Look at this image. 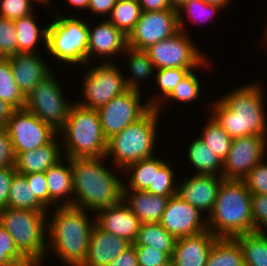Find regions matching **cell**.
Instances as JSON below:
<instances>
[{"mask_svg":"<svg viewBox=\"0 0 267 266\" xmlns=\"http://www.w3.org/2000/svg\"><path fill=\"white\" fill-rule=\"evenodd\" d=\"M106 156L70 159L73 195L60 206L97 210L122 201L124 183L100 162Z\"/></svg>","mask_w":267,"mask_h":266,"instance_id":"6da1fadb","label":"cell"},{"mask_svg":"<svg viewBox=\"0 0 267 266\" xmlns=\"http://www.w3.org/2000/svg\"><path fill=\"white\" fill-rule=\"evenodd\" d=\"M262 90L257 85L243 86L219 99L212 118L232 138L266 135Z\"/></svg>","mask_w":267,"mask_h":266,"instance_id":"7a4b0ae2","label":"cell"},{"mask_svg":"<svg viewBox=\"0 0 267 266\" xmlns=\"http://www.w3.org/2000/svg\"><path fill=\"white\" fill-rule=\"evenodd\" d=\"M251 192L244 181L223 180L206 223L217 238H235L254 232Z\"/></svg>","mask_w":267,"mask_h":266,"instance_id":"3957f363","label":"cell"},{"mask_svg":"<svg viewBox=\"0 0 267 266\" xmlns=\"http://www.w3.org/2000/svg\"><path fill=\"white\" fill-rule=\"evenodd\" d=\"M86 210L72 206L57 208L48 223V236L55 254L69 266H82L87 257L89 240L93 226Z\"/></svg>","mask_w":267,"mask_h":266,"instance_id":"277c9868","label":"cell"},{"mask_svg":"<svg viewBox=\"0 0 267 266\" xmlns=\"http://www.w3.org/2000/svg\"><path fill=\"white\" fill-rule=\"evenodd\" d=\"M60 132L65 135L66 158L106 156L107 139L103 135L97 109L72 104Z\"/></svg>","mask_w":267,"mask_h":266,"instance_id":"5b68a950","label":"cell"},{"mask_svg":"<svg viewBox=\"0 0 267 266\" xmlns=\"http://www.w3.org/2000/svg\"><path fill=\"white\" fill-rule=\"evenodd\" d=\"M159 111L152 107L141 119L108 139L106 157L112 153L115 164L124 170L137 161L151 158Z\"/></svg>","mask_w":267,"mask_h":266,"instance_id":"8992f818","label":"cell"},{"mask_svg":"<svg viewBox=\"0 0 267 266\" xmlns=\"http://www.w3.org/2000/svg\"><path fill=\"white\" fill-rule=\"evenodd\" d=\"M46 210L5 208L0 211V224L9 232L19 252L33 265L39 266L45 253Z\"/></svg>","mask_w":267,"mask_h":266,"instance_id":"52a82bcc","label":"cell"},{"mask_svg":"<svg viewBox=\"0 0 267 266\" xmlns=\"http://www.w3.org/2000/svg\"><path fill=\"white\" fill-rule=\"evenodd\" d=\"M47 26L46 49L66 63L79 64L88 60L89 26L80 19L55 15Z\"/></svg>","mask_w":267,"mask_h":266,"instance_id":"ba28073f","label":"cell"},{"mask_svg":"<svg viewBox=\"0 0 267 266\" xmlns=\"http://www.w3.org/2000/svg\"><path fill=\"white\" fill-rule=\"evenodd\" d=\"M140 97V92L128 90L97 109L101 129L107 140L141 119L152 107L160 108V101L154 97L145 106L141 105Z\"/></svg>","mask_w":267,"mask_h":266,"instance_id":"9c48e42d","label":"cell"},{"mask_svg":"<svg viewBox=\"0 0 267 266\" xmlns=\"http://www.w3.org/2000/svg\"><path fill=\"white\" fill-rule=\"evenodd\" d=\"M51 74L40 81L26 97L24 108L56 132H60L67 121L72 104L63 99L61 87Z\"/></svg>","mask_w":267,"mask_h":266,"instance_id":"30bf717a","label":"cell"},{"mask_svg":"<svg viewBox=\"0 0 267 266\" xmlns=\"http://www.w3.org/2000/svg\"><path fill=\"white\" fill-rule=\"evenodd\" d=\"M184 34V31L180 30L172 37L161 40L146 49L155 69L181 68L192 71L204 65L205 58Z\"/></svg>","mask_w":267,"mask_h":266,"instance_id":"8fae6325","label":"cell"},{"mask_svg":"<svg viewBox=\"0 0 267 266\" xmlns=\"http://www.w3.org/2000/svg\"><path fill=\"white\" fill-rule=\"evenodd\" d=\"M4 129L11 138L14 153L34 150L49 143L58 134L25 108L15 109Z\"/></svg>","mask_w":267,"mask_h":266,"instance_id":"7c38bea8","label":"cell"},{"mask_svg":"<svg viewBox=\"0 0 267 266\" xmlns=\"http://www.w3.org/2000/svg\"><path fill=\"white\" fill-rule=\"evenodd\" d=\"M178 31L180 29L177 10L142 11L134 29L127 36V46L146 50L151 45L172 37Z\"/></svg>","mask_w":267,"mask_h":266,"instance_id":"4fadbf2b","label":"cell"},{"mask_svg":"<svg viewBox=\"0 0 267 266\" xmlns=\"http://www.w3.org/2000/svg\"><path fill=\"white\" fill-rule=\"evenodd\" d=\"M124 75L116 68L115 64H100V66L89 70L84 79L83 95L84 102L80 106L98 109L126 91Z\"/></svg>","mask_w":267,"mask_h":266,"instance_id":"5bb4252c","label":"cell"},{"mask_svg":"<svg viewBox=\"0 0 267 266\" xmlns=\"http://www.w3.org/2000/svg\"><path fill=\"white\" fill-rule=\"evenodd\" d=\"M265 136L249 135L232 140L229 153L223 160V179L243 181L247 177L251 169L264 158Z\"/></svg>","mask_w":267,"mask_h":266,"instance_id":"9a60e30c","label":"cell"},{"mask_svg":"<svg viewBox=\"0 0 267 266\" xmlns=\"http://www.w3.org/2000/svg\"><path fill=\"white\" fill-rule=\"evenodd\" d=\"M200 211L176 194L168 199L166 209L159 222L176 239L208 230L201 222Z\"/></svg>","mask_w":267,"mask_h":266,"instance_id":"2e32d148","label":"cell"},{"mask_svg":"<svg viewBox=\"0 0 267 266\" xmlns=\"http://www.w3.org/2000/svg\"><path fill=\"white\" fill-rule=\"evenodd\" d=\"M213 174H195L176 188V195L199 211L211 214L223 177Z\"/></svg>","mask_w":267,"mask_h":266,"instance_id":"e0dca14e","label":"cell"},{"mask_svg":"<svg viewBox=\"0 0 267 266\" xmlns=\"http://www.w3.org/2000/svg\"><path fill=\"white\" fill-rule=\"evenodd\" d=\"M95 224L110 234L122 237L133 243L138 235L141 222L129 207L120 201L118 204L101 208Z\"/></svg>","mask_w":267,"mask_h":266,"instance_id":"ac0fdd59","label":"cell"},{"mask_svg":"<svg viewBox=\"0 0 267 266\" xmlns=\"http://www.w3.org/2000/svg\"><path fill=\"white\" fill-rule=\"evenodd\" d=\"M216 239L209 230L176 239L171 256L174 266H206L209 252Z\"/></svg>","mask_w":267,"mask_h":266,"instance_id":"d6986e66","label":"cell"},{"mask_svg":"<svg viewBox=\"0 0 267 266\" xmlns=\"http://www.w3.org/2000/svg\"><path fill=\"white\" fill-rule=\"evenodd\" d=\"M132 245L128 240L93 226L87 257L82 266H108L119 254Z\"/></svg>","mask_w":267,"mask_h":266,"instance_id":"ffe728a7","label":"cell"},{"mask_svg":"<svg viewBox=\"0 0 267 266\" xmlns=\"http://www.w3.org/2000/svg\"><path fill=\"white\" fill-rule=\"evenodd\" d=\"M9 61L13 78L25 98L50 74V68L36 53H18L10 56Z\"/></svg>","mask_w":267,"mask_h":266,"instance_id":"44dd1931","label":"cell"},{"mask_svg":"<svg viewBox=\"0 0 267 266\" xmlns=\"http://www.w3.org/2000/svg\"><path fill=\"white\" fill-rule=\"evenodd\" d=\"M128 189L129 188L124 185L122 200L136 215L140 222L159 223L166 209L169 197L154 195L144 190L131 191L129 189V191H127ZM129 192L133 193L128 194Z\"/></svg>","mask_w":267,"mask_h":266,"instance_id":"7402d4cb","label":"cell"},{"mask_svg":"<svg viewBox=\"0 0 267 266\" xmlns=\"http://www.w3.org/2000/svg\"><path fill=\"white\" fill-rule=\"evenodd\" d=\"M58 140L54 137L49 143L34 150L15 153V170L19 174L47 171L62 158Z\"/></svg>","mask_w":267,"mask_h":266,"instance_id":"603a6c76","label":"cell"},{"mask_svg":"<svg viewBox=\"0 0 267 266\" xmlns=\"http://www.w3.org/2000/svg\"><path fill=\"white\" fill-rule=\"evenodd\" d=\"M88 59L93 53L101 57L117 54L127 47V36L114 26L109 19L98 24L94 30L89 28Z\"/></svg>","mask_w":267,"mask_h":266,"instance_id":"cb8c5ba5","label":"cell"},{"mask_svg":"<svg viewBox=\"0 0 267 266\" xmlns=\"http://www.w3.org/2000/svg\"><path fill=\"white\" fill-rule=\"evenodd\" d=\"M68 166L62 164V161H58L55 165L51 166L45 171V177L47 180L48 194H49V206L54 204L57 207L56 201L63 196L73 194V178L70 158H67Z\"/></svg>","mask_w":267,"mask_h":266,"instance_id":"d4e9b609","label":"cell"},{"mask_svg":"<svg viewBox=\"0 0 267 266\" xmlns=\"http://www.w3.org/2000/svg\"><path fill=\"white\" fill-rule=\"evenodd\" d=\"M234 239L241 247L244 266H267V233H246Z\"/></svg>","mask_w":267,"mask_h":266,"instance_id":"484cf974","label":"cell"},{"mask_svg":"<svg viewBox=\"0 0 267 266\" xmlns=\"http://www.w3.org/2000/svg\"><path fill=\"white\" fill-rule=\"evenodd\" d=\"M176 238L160 223H141L134 246L152 247L161 252H173Z\"/></svg>","mask_w":267,"mask_h":266,"instance_id":"4316f807","label":"cell"},{"mask_svg":"<svg viewBox=\"0 0 267 266\" xmlns=\"http://www.w3.org/2000/svg\"><path fill=\"white\" fill-rule=\"evenodd\" d=\"M206 266H244L239 243L234 238H217L209 252Z\"/></svg>","mask_w":267,"mask_h":266,"instance_id":"83f0119b","label":"cell"},{"mask_svg":"<svg viewBox=\"0 0 267 266\" xmlns=\"http://www.w3.org/2000/svg\"><path fill=\"white\" fill-rule=\"evenodd\" d=\"M188 157L190 162L198 170L195 174H213L222 177L223 160L212 152V150L202 141L201 137L194 140L188 149Z\"/></svg>","mask_w":267,"mask_h":266,"instance_id":"f1b7e54d","label":"cell"},{"mask_svg":"<svg viewBox=\"0 0 267 266\" xmlns=\"http://www.w3.org/2000/svg\"><path fill=\"white\" fill-rule=\"evenodd\" d=\"M165 163L153 156L129 165L125 170L133 171L130 176V189L144 190L154 194L155 170H159Z\"/></svg>","mask_w":267,"mask_h":266,"instance_id":"f546056e","label":"cell"},{"mask_svg":"<svg viewBox=\"0 0 267 266\" xmlns=\"http://www.w3.org/2000/svg\"><path fill=\"white\" fill-rule=\"evenodd\" d=\"M33 14L13 20L18 42V53H36L34 47L40 37H43L47 46V27L39 29ZM40 36V37H39Z\"/></svg>","mask_w":267,"mask_h":266,"instance_id":"4dcf8cb0","label":"cell"},{"mask_svg":"<svg viewBox=\"0 0 267 266\" xmlns=\"http://www.w3.org/2000/svg\"><path fill=\"white\" fill-rule=\"evenodd\" d=\"M7 208L20 210H47L32 193L26 177L16 173L11 182Z\"/></svg>","mask_w":267,"mask_h":266,"instance_id":"1f68e13d","label":"cell"},{"mask_svg":"<svg viewBox=\"0 0 267 266\" xmlns=\"http://www.w3.org/2000/svg\"><path fill=\"white\" fill-rule=\"evenodd\" d=\"M142 14L138 0H117L111 11L109 20L126 36L134 29Z\"/></svg>","mask_w":267,"mask_h":266,"instance_id":"d6a6232c","label":"cell"},{"mask_svg":"<svg viewBox=\"0 0 267 266\" xmlns=\"http://www.w3.org/2000/svg\"><path fill=\"white\" fill-rule=\"evenodd\" d=\"M0 99L14 109H23L26 103V98L13 78L9 57H0Z\"/></svg>","mask_w":267,"mask_h":266,"instance_id":"836d02e7","label":"cell"},{"mask_svg":"<svg viewBox=\"0 0 267 266\" xmlns=\"http://www.w3.org/2000/svg\"><path fill=\"white\" fill-rule=\"evenodd\" d=\"M125 50L131 54V59L129 60V69L132 71L134 78H124V80L128 90L139 92L140 87L136 80H144L145 78L150 77V74H153L155 66L146 50H139L129 46H127Z\"/></svg>","mask_w":267,"mask_h":266,"instance_id":"e575fe53","label":"cell"},{"mask_svg":"<svg viewBox=\"0 0 267 266\" xmlns=\"http://www.w3.org/2000/svg\"><path fill=\"white\" fill-rule=\"evenodd\" d=\"M201 139L221 160L228 155L233 140L212 117L206 124Z\"/></svg>","mask_w":267,"mask_h":266,"instance_id":"d590c367","label":"cell"},{"mask_svg":"<svg viewBox=\"0 0 267 266\" xmlns=\"http://www.w3.org/2000/svg\"><path fill=\"white\" fill-rule=\"evenodd\" d=\"M0 266H33L17 249L12 236L0 224Z\"/></svg>","mask_w":267,"mask_h":266,"instance_id":"8d00e7d4","label":"cell"},{"mask_svg":"<svg viewBox=\"0 0 267 266\" xmlns=\"http://www.w3.org/2000/svg\"><path fill=\"white\" fill-rule=\"evenodd\" d=\"M18 54L17 34L13 20L0 17V57Z\"/></svg>","mask_w":267,"mask_h":266,"instance_id":"74e56055","label":"cell"},{"mask_svg":"<svg viewBox=\"0 0 267 266\" xmlns=\"http://www.w3.org/2000/svg\"><path fill=\"white\" fill-rule=\"evenodd\" d=\"M200 85L197 76L190 71L175 87L168 99L190 102L199 97Z\"/></svg>","mask_w":267,"mask_h":266,"instance_id":"f35d334b","label":"cell"},{"mask_svg":"<svg viewBox=\"0 0 267 266\" xmlns=\"http://www.w3.org/2000/svg\"><path fill=\"white\" fill-rule=\"evenodd\" d=\"M156 80L164 97H168L175 89L176 85L190 72L181 68H161L157 69Z\"/></svg>","mask_w":267,"mask_h":266,"instance_id":"ab89813d","label":"cell"},{"mask_svg":"<svg viewBox=\"0 0 267 266\" xmlns=\"http://www.w3.org/2000/svg\"><path fill=\"white\" fill-rule=\"evenodd\" d=\"M243 181L251 194L267 195V164L258 162Z\"/></svg>","mask_w":267,"mask_h":266,"instance_id":"60d3db41","label":"cell"},{"mask_svg":"<svg viewBox=\"0 0 267 266\" xmlns=\"http://www.w3.org/2000/svg\"><path fill=\"white\" fill-rule=\"evenodd\" d=\"M173 170L166 162L159 170H155L154 195L172 197L176 194V187L173 184Z\"/></svg>","mask_w":267,"mask_h":266,"instance_id":"b9f144b4","label":"cell"},{"mask_svg":"<svg viewBox=\"0 0 267 266\" xmlns=\"http://www.w3.org/2000/svg\"><path fill=\"white\" fill-rule=\"evenodd\" d=\"M31 0H0V17L16 20L32 12Z\"/></svg>","mask_w":267,"mask_h":266,"instance_id":"7bdbcfd3","label":"cell"},{"mask_svg":"<svg viewBox=\"0 0 267 266\" xmlns=\"http://www.w3.org/2000/svg\"><path fill=\"white\" fill-rule=\"evenodd\" d=\"M139 266H158L171 259L173 252H161L152 247L134 246Z\"/></svg>","mask_w":267,"mask_h":266,"instance_id":"ee69618b","label":"cell"},{"mask_svg":"<svg viewBox=\"0 0 267 266\" xmlns=\"http://www.w3.org/2000/svg\"><path fill=\"white\" fill-rule=\"evenodd\" d=\"M220 9H221V7H219L217 5H213V4H208L204 0H189L186 4H184L177 11L178 12L179 29L182 31L184 28L183 27L184 23H183V20L181 19L182 18L181 15H180L181 11L183 12L185 10L184 12H186V13L188 12V16H190L191 18L193 17L192 19L195 20L197 17H194V16H196L197 13H199V14L202 13L201 15L204 14V16L211 18L210 15L211 14L213 15V13L215 11H218Z\"/></svg>","mask_w":267,"mask_h":266,"instance_id":"f6af8a7d","label":"cell"},{"mask_svg":"<svg viewBox=\"0 0 267 266\" xmlns=\"http://www.w3.org/2000/svg\"><path fill=\"white\" fill-rule=\"evenodd\" d=\"M251 207L254 232L264 233L261 227L267 229V195L252 194Z\"/></svg>","mask_w":267,"mask_h":266,"instance_id":"bcb514c9","label":"cell"},{"mask_svg":"<svg viewBox=\"0 0 267 266\" xmlns=\"http://www.w3.org/2000/svg\"><path fill=\"white\" fill-rule=\"evenodd\" d=\"M31 186L35 198L47 209L49 206V194L47 180L44 172L24 174Z\"/></svg>","mask_w":267,"mask_h":266,"instance_id":"7dc6e473","label":"cell"},{"mask_svg":"<svg viewBox=\"0 0 267 266\" xmlns=\"http://www.w3.org/2000/svg\"><path fill=\"white\" fill-rule=\"evenodd\" d=\"M15 153L11 138L4 128H0V169L14 166Z\"/></svg>","mask_w":267,"mask_h":266,"instance_id":"c3c4849f","label":"cell"},{"mask_svg":"<svg viewBox=\"0 0 267 266\" xmlns=\"http://www.w3.org/2000/svg\"><path fill=\"white\" fill-rule=\"evenodd\" d=\"M16 173L15 166L0 169V211L7 208L11 182Z\"/></svg>","mask_w":267,"mask_h":266,"instance_id":"681fc988","label":"cell"},{"mask_svg":"<svg viewBox=\"0 0 267 266\" xmlns=\"http://www.w3.org/2000/svg\"><path fill=\"white\" fill-rule=\"evenodd\" d=\"M108 266H139L134 245L119 254Z\"/></svg>","mask_w":267,"mask_h":266,"instance_id":"f907efd6","label":"cell"},{"mask_svg":"<svg viewBox=\"0 0 267 266\" xmlns=\"http://www.w3.org/2000/svg\"><path fill=\"white\" fill-rule=\"evenodd\" d=\"M117 0H89L88 9L99 15L111 14L112 8L115 6Z\"/></svg>","mask_w":267,"mask_h":266,"instance_id":"816d5d0a","label":"cell"},{"mask_svg":"<svg viewBox=\"0 0 267 266\" xmlns=\"http://www.w3.org/2000/svg\"><path fill=\"white\" fill-rule=\"evenodd\" d=\"M142 11H159L172 9L170 0H138Z\"/></svg>","mask_w":267,"mask_h":266,"instance_id":"f5cc1de1","label":"cell"},{"mask_svg":"<svg viewBox=\"0 0 267 266\" xmlns=\"http://www.w3.org/2000/svg\"><path fill=\"white\" fill-rule=\"evenodd\" d=\"M14 110L11 105L0 99V128H5Z\"/></svg>","mask_w":267,"mask_h":266,"instance_id":"db71d44e","label":"cell"},{"mask_svg":"<svg viewBox=\"0 0 267 266\" xmlns=\"http://www.w3.org/2000/svg\"><path fill=\"white\" fill-rule=\"evenodd\" d=\"M70 4L79 8H88L89 0H67Z\"/></svg>","mask_w":267,"mask_h":266,"instance_id":"11a10c76","label":"cell"},{"mask_svg":"<svg viewBox=\"0 0 267 266\" xmlns=\"http://www.w3.org/2000/svg\"><path fill=\"white\" fill-rule=\"evenodd\" d=\"M189 0H170L172 9H175L178 11L179 8H181L184 4H186Z\"/></svg>","mask_w":267,"mask_h":266,"instance_id":"9f6ffc18","label":"cell"},{"mask_svg":"<svg viewBox=\"0 0 267 266\" xmlns=\"http://www.w3.org/2000/svg\"><path fill=\"white\" fill-rule=\"evenodd\" d=\"M206 3L208 4H213V5H217L221 8H224L226 4H228V2L230 0H204Z\"/></svg>","mask_w":267,"mask_h":266,"instance_id":"6f0895ef","label":"cell"},{"mask_svg":"<svg viewBox=\"0 0 267 266\" xmlns=\"http://www.w3.org/2000/svg\"><path fill=\"white\" fill-rule=\"evenodd\" d=\"M158 266H174L173 262H172V259H170L169 261L161 264V265H158Z\"/></svg>","mask_w":267,"mask_h":266,"instance_id":"680465c9","label":"cell"},{"mask_svg":"<svg viewBox=\"0 0 267 266\" xmlns=\"http://www.w3.org/2000/svg\"><path fill=\"white\" fill-rule=\"evenodd\" d=\"M32 2H34V1H36V2H41L42 4H47L48 5V3L50 2V0H31Z\"/></svg>","mask_w":267,"mask_h":266,"instance_id":"91938a15","label":"cell"}]
</instances>
